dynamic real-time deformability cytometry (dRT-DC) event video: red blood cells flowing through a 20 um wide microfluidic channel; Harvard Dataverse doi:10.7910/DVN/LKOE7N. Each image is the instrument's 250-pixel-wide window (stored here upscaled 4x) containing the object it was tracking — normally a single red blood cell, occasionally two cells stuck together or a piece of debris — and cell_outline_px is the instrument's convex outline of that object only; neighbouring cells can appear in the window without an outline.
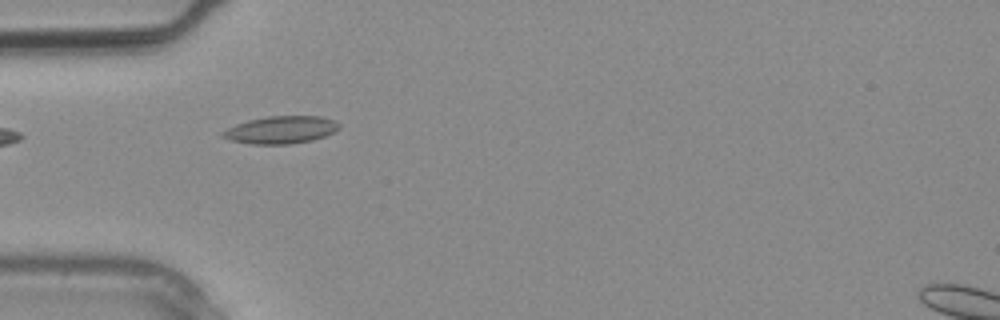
{"species": "common noctule bat (a hibernating species)", "species_latin": "Nyctalus noctula", "temperature_condition": "warm", "stored_images_in_passage": 2, "camera_frame_rate_fps": 3000, "um_per_image_px": 0.085, "animal": {"sex": "male", "body_mass_g": 20.4}, "frame": {"image": 1, "passage_image": 2, "time_ms": 0.333, "image_size_px": [1000, 320], "cell_outline_px": [[340, 128], [324, 136], [312, 140], [292, 144], [252, 144], [232, 140], [220, 136], [220, 132], [236, 124], [248, 120], [268, 116], [320, 116], [332, 120], [340, 124]], "centroid_in_image_um": [23.86, 11.03], "position_along_channel_um": 61.1, "area_um2": 18.55}}